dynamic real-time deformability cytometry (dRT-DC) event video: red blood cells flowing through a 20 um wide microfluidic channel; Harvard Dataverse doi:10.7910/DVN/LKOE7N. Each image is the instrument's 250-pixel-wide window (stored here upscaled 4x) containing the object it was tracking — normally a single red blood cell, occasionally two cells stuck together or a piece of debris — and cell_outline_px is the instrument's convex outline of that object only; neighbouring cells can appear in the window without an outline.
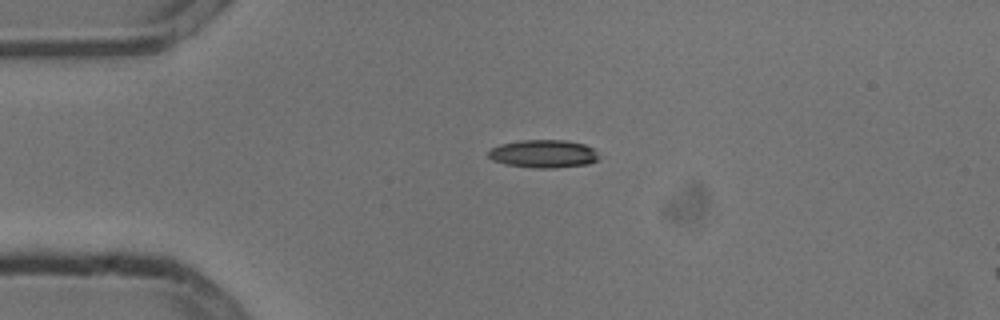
{"species": "common noctule bat (a hibernating species)", "species_latin": "Nyctalus noctula", "temperature_condition": "cold", "stored_images_in_passage": 3, "camera_frame_rate_fps": 3000, "um_per_image_px": 0.085, "animal": {"sex": "male", "body_mass_g": 13.3}, "frame": {"image": 1, "passage_image": 1, "time_ms": 0.0, "image_size_px": [1000, 320], "cell_outline_px": [[600, 160], [588, 164], [552, 168], [532, 168], [504, 164], [492, 160], [488, 156], [488, 152], [492, 148], [500, 144], [520, 140], [564, 140], [584, 144], [592, 148], [600, 156]], "centroid_in_image_um": [46.2, 13.08], "position_along_channel_um": 38.8, "area_um2": 18.15}}
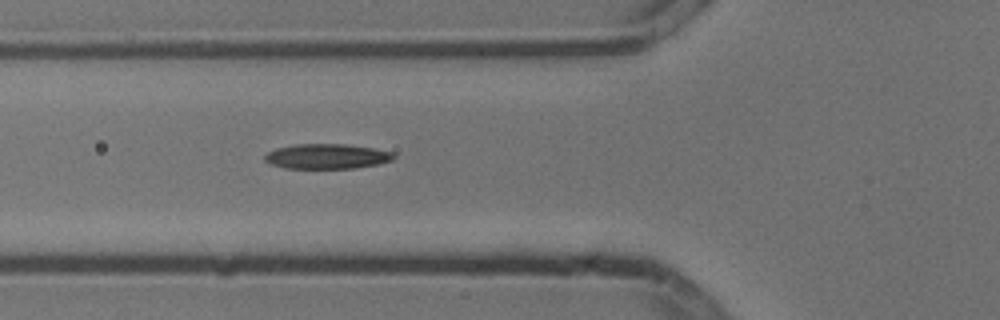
{"frame": {"image": 2, "passage_image": 3, "time_ms": 0.667, "image_size_px": [1000, 320], "cell_outline_px": [[396, 156], [392, 160], [380, 164], [356, 168], [284, 168], [272, 164], [264, 160], [264, 156], [268, 152], [276, 148], [296, 144], [344, 144], [372, 148], [392, 152]], "centroid_in_image_um": [27.79, 13.29], "position_along_channel_um": 98.0, "area_um2": 18.73}}